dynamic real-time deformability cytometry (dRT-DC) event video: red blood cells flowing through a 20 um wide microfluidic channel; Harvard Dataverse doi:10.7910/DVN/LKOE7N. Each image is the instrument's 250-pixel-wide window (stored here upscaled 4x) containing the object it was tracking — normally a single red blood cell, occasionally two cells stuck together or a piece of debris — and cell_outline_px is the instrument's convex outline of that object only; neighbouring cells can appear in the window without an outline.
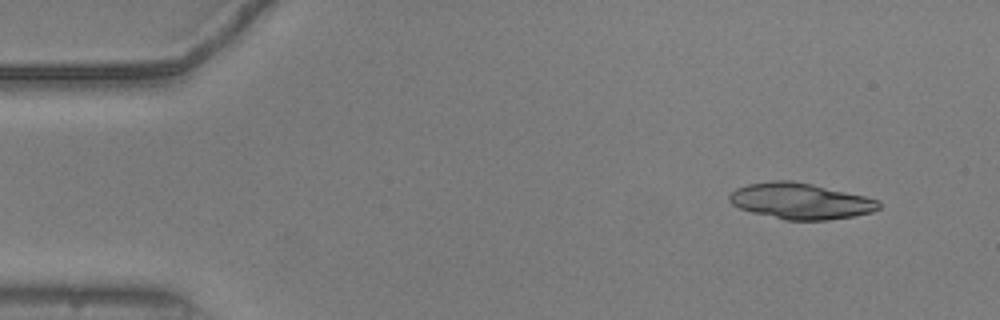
{"species": "common noctule bat (a hibernating species)", "species_latin": "Nyctalus noctula", "temperature_condition": "warm", "stored_images_in_passage": 51, "camera_frame_rate_fps": 3000, "um_per_image_px": 0.085, "animal": {"sex": "male", "body_mass_g": 20.5, "forearm_length_mm": 52.5}, "frame": {"image": 1, "passage_image": 3, "time_ms": 0.667, "image_size_px": [1000, 320], "cell_outline_px": [[880, 208], [872, 212], [852, 216], [828, 220], [784, 220], [752, 212], [740, 208], [732, 204], [728, 200], [728, 196], [736, 188], [748, 184], [772, 180], [792, 180], [812, 184], [864, 196], [880, 200]], "centroid_in_image_um": [68.03, 17.09], "position_along_channel_um": 17.0, "area_um2": 31.33}}
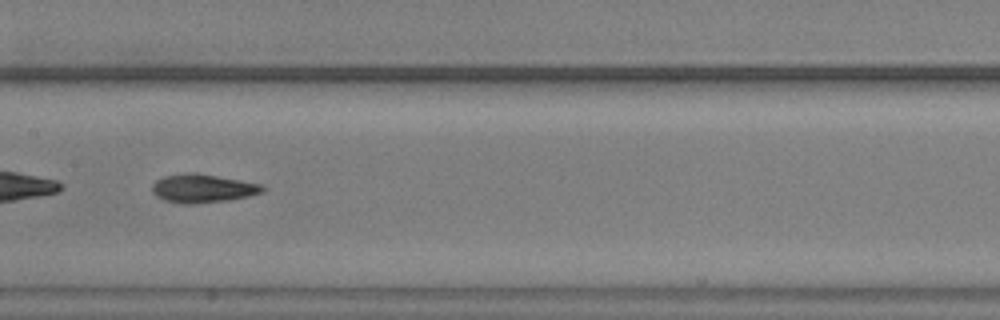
{"frame": {"image": 2, "passage_image": 25, "time_ms": 8.0, "image_size_px": [1000, 320], "cell_outline_px": [[264, 192], [248, 196], [228, 200], [196, 204], [180, 204], [164, 200], [156, 196], [152, 192], [152, 184], [156, 180], [164, 176], [184, 172], [196, 172], [240, 180], [260, 184], [264, 188]], "centroid_in_image_um": [17.18, 16.01], "position_along_channel_um": 190.2, "area_um2": 18.5}}
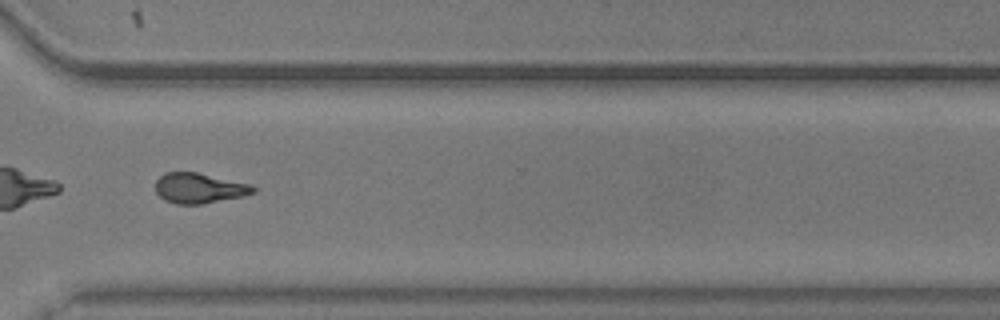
{"frame": {"image": 3, "passage_image": 38, "time_ms": 12.333, "image_size_px": [1000, 320], "cell_outline_px": [[256, 192], [244, 196], [204, 204], [176, 204], [164, 200], [156, 192], [156, 180], [164, 172], [196, 172], [252, 184], [256, 188]], "centroid_in_image_um": [16.95, 15.99], "position_along_channel_um": 353.6, "area_um2": 17.4}, "authors_computed_cell_mechanics": {"area_um2": 17.9758, "velocity_mm_per_s": 3.7937, "shape_relaxation_time_tau1_ms": 5.4881, "shape_relaxation_time_tau2_ms": 4.7629, "deformation_change_tau1": 0.1846, "deformation_change_tau2": 0.1244}}